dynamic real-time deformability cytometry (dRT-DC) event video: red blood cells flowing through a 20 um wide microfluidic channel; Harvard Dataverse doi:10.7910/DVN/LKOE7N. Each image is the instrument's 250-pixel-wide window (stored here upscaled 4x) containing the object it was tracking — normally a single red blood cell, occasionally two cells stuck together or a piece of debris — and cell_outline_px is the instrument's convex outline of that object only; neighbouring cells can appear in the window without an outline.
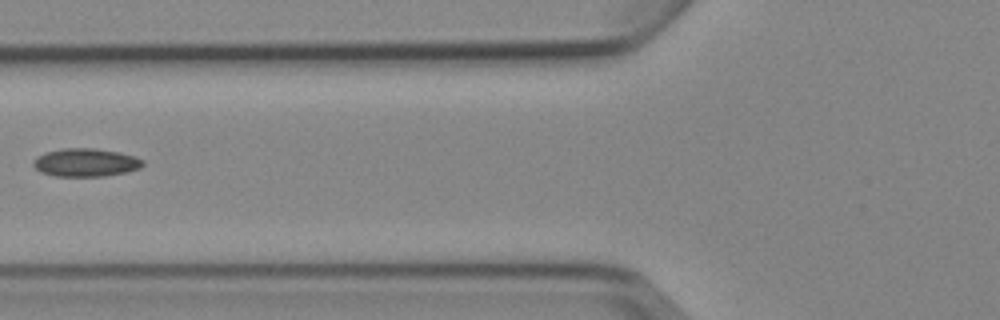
{"species": "Egyptian fruit bat (a non-hibernating species)", "species_latin": "Rousettus aegyptiacus", "temperature_condition": "cold", "stored_images_in_passage": 6, "camera_frame_rate_fps": 3000, "um_per_image_px": 0.085, "animal": {"sex": "female"}, "frame": {"image": 1, "passage_image": 6, "time_ms": 6.667, "image_size_px": [1000, 320], "cell_outline_px": [[144, 164], [140, 168], [124, 172], [104, 176], [56, 176], [40, 172], [32, 164], [32, 160], [36, 156], [44, 152], [64, 148], [96, 148], [120, 152], [136, 156], [144, 160]], "centroid_in_image_um": [7.27, 13.8], "position_along_channel_um": 118.5, "area_um2": 18.15}}